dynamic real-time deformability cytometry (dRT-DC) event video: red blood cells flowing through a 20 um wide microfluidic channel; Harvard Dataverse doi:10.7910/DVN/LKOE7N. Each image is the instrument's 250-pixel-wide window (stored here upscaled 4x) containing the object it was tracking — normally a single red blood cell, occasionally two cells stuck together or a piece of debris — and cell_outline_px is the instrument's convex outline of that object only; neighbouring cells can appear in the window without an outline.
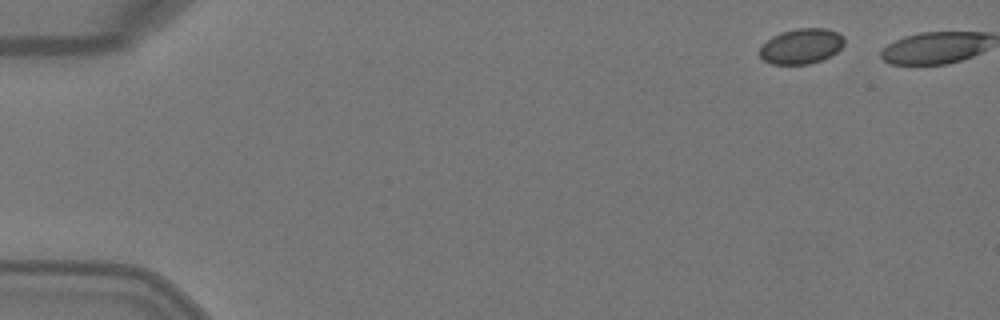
{"species": "Egyptian fruit bat (a non-hibernating species)", "species_latin": "Rousettus aegyptiacus", "temperature_condition": "warm", "stored_images_in_passage": 5, "camera_frame_rate_fps": 3000, "um_per_image_px": 0.085, "animal": {"sex": "female"}, "frame": {"image": 1, "passage_image": 1, "time_ms": 0.0, "image_size_px": [1000, 320], "cell_outline_px": [[844, 44], [836, 52], [820, 60], [808, 64], [772, 64], [764, 60], [760, 56], [760, 48], [772, 36], [780, 32], [796, 28], [828, 28], [844, 36]], "centroid_in_image_um": [68.11, 3.91], "position_along_channel_um": 16.9, "area_um2": 17.28}}